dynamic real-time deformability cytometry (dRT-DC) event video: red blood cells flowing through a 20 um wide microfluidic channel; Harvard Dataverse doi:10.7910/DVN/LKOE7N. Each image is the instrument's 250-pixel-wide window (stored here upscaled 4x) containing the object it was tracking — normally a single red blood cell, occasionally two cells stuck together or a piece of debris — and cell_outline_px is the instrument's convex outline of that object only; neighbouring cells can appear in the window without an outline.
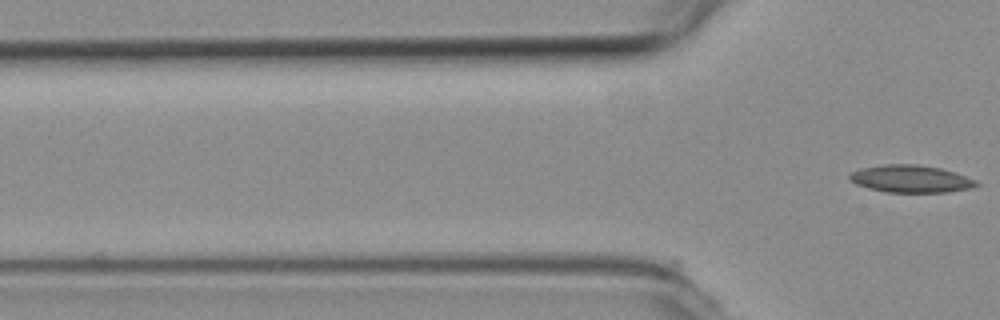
{"species": "common noctule bat (a hibernating species)", "species_latin": "Nyctalus noctula", "temperature_condition": "room temperature", "stored_images_in_passage": 8, "camera_frame_rate_fps": 3000, "um_per_image_px": 0.085, "animal": {"sex": "female", "body_mass_g": 19.3, "forearm_length_mm": 54.1}, "frame": {"image": 1, "passage_image": 8, "time_ms": 2.333, "image_size_px": [1000, 320], "cell_outline_px": [[980, 184], [968, 188], [948, 192], [888, 192], [868, 188], [856, 184], [848, 176], [852, 172], [860, 168], [884, 164], [916, 164], [940, 168], [964, 176]], "centroid_in_image_um": [77.35, 15.2], "position_along_channel_um": 48.4, "area_um2": 19.83}}